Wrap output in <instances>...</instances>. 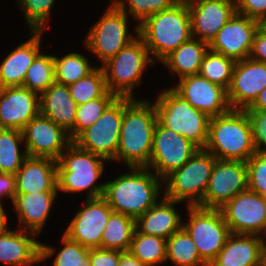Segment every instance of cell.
I'll return each mask as SVG.
<instances>
[{
  "label": "cell",
  "mask_w": 266,
  "mask_h": 266,
  "mask_svg": "<svg viewBox=\"0 0 266 266\" xmlns=\"http://www.w3.org/2000/svg\"><path fill=\"white\" fill-rule=\"evenodd\" d=\"M157 123L154 104L124 97V112L120 129L117 160L127 167H147L153 147V134Z\"/></svg>",
  "instance_id": "6da1fadb"
},
{
  "label": "cell",
  "mask_w": 266,
  "mask_h": 266,
  "mask_svg": "<svg viewBox=\"0 0 266 266\" xmlns=\"http://www.w3.org/2000/svg\"><path fill=\"white\" fill-rule=\"evenodd\" d=\"M132 172L104 183L103 198L114 213L135 220L157 203L160 180L146 167H130Z\"/></svg>",
  "instance_id": "7a4b0ae2"
},
{
  "label": "cell",
  "mask_w": 266,
  "mask_h": 266,
  "mask_svg": "<svg viewBox=\"0 0 266 266\" xmlns=\"http://www.w3.org/2000/svg\"><path fill=\"white\" fill-rule=\"evenodd\" d=\"M138 35L149 54L162 60L171 51L192 38L190 11L186 0L147 17L138 24Z\"/></svg>",
  "instance_id": "3957f363"
},
{
  "label": "cell",
  "mask_w": 266,
  "mask_h": 266,
  "mask_svg": "<svg viewBox=\"0 0 266 266\" xmlns=\"http://www.w3.org/2000/svg\"><path fill=\"white\" fill-rule=\"evenodd\" d=\"M204 149L216 159L244 162L256 153L246 111L230 109L222 115L211 117Z\"/></svg>",
  "instance_id": "277c9868"
},
{
  "label": "cell",
  "mask_w": 266,
  "mask_h": 266,
  "mask_svg": "<svg viewBox=\"0 0 266 266\" xmlns=\"http://www.w3.org/2000/svg\"><path fill=\"white\" fill-rule=\"evenodd\" d=\"M102 160L106 159L80 149L72 142L57 160V190L64 192L89 190L87 198L102 197L105 184L97 186L95 183L104 171Z\"/></svg>",
  "instance_id": "5b68a950"
},
{
  "label": "cell",
  "mask_w": 266,
  "mask_h": 266,
  "mask_svg": "<svg viewBox=\"0 0 266 266\" xmlns=\"http://www.w3.org/2000/svg\"><path fill=\"white\" fill-rule=\"evenodd\" d=\"M157 121L204 149L208 140L210 117L192 107L173 89H165L154 103Z\"/></svg>",
  "instance_id": "8992f818"
},
{
  "label": "cell",
  "mask_w": 266,
  "mask_h": 266,
  "mask_svg": "<svg viewBox=\"0 0 266 266\" xmlns=\"http://www.w3.org/2000/svg\"><path fill=\"white\" fill-rule=\"evenodd\" d=\"M135 30L137 37L102 66L107 89L117 97L134 98L132 91L140 83L144 68L148 63L155 64L138 35V25Z\"/></svg>",
  "instance_id": "52a82bcc"
},
{
  "label": "cell",
  "mask_w": 266,
  "mask_h": 266,
  "mask_svg": "<svg viewBox=\"0 0 266 266\" xmlns=\"http://www.w3.org/2000/svg\"><path fill=\"white\" fill-rule=\"evenodd\" d=\"M216 157L205 149L197 152L179 169L169 174L163 182H168L164 197L182 202L188 206H198L205 195Z\"/></svg>",
  "instance_id": "ba28073f"
},
{
  "label": "cell",
  "mask_w": 266,
  "mask_h": 266,
  "mask_svg": "<svg viewBox=\"0 0 266 266\" xmlns=\"http://www.w3.org/2000/svg\"><path fill=\"white\" fill-rule=\"evenodd\" d=\"M127 18L125 2L113 0L100 21L89 31L85 45L103 64L135 39L127 34Z\"/></svg>",
  "instance_id": "9c48e42d"
},
{
  "label": "cell",
  "mask_w": 266,
  "mask_h": 266,
  "mask_svg": "<svg viewBox=\"0 0 266 266\" xmlns=\"http://www.w3.org/2000/svg\"><path fill=\"white\" fill-rule=\"evenodd\" d=\"M189 223L183 228L191 236L200 257L209 265L226 244L231 232L220 209L188 206Z\"/></svg>",
  "instance_id": "30bf717a"
},
{
  "label": "cell",
  "mask_w": 266,
  "mask_h": 266,
  "mask_svg": "<svg viewBox=\"0 0 266 266\" xmlns=\"http://www.w3.org/2000/svg\"><path fill=\"white\" fill-rule=\"evenodd\" d=\"M123 112L124 97H117L100 118L73 142L80 149L99 155L107 161L116 160Z\"/></svg>",
  "instance_id": "8fae6325"
},
{
  "label": "cell",
  "mask_w": 266,
  "mask_h": 266,
  "mask_svg": "<svg viewBox=\"0 0 266 266\" xmlns=\"http://www.w3.org/2000/svg\"><path fill=\"white\" fill-rule=\"evenodd\" d=\"M248 190L247 166L240 160L217 159L204 198L198 207L221 209L236 195Z\"/></svg>",
  "instance_id": "7c38bea8"
},
{
  "label": "cell",
  "mask_w": 266,
  "mask_h": 266,
  "mask_svg": "<svg viewBox=\"0 0 266 266\" xmlns=\"http://www.w3.org/2000/svg\"><path fill=\"white\" fill-rule=\"evenodd\" d=\"M199 148L190 140L167 129L158 121L153 134V147L149 165L162 181L174 170L182 167Z\"/></svg>",
  "instance_id": "4fadbf2b"
},
{
  "label": "cell",
  "mask_w": 266,
  "mask_h": 266,
  "mask_svg": "<svg viewBox=\"0 0 266 266\" xmlns=\"http://www.w3.org/2000/svg\"><path fill=\"white\" fill-rule=\"evenodd\" d=\"M220 211L230 232L254 234L263 232L266 225V197L246 190L227 202Z\"/></svg>",
  "instance_id": "5bb4252c"
},
{
  "label": "cell",
  "mask_w": 266,
  "mask_h": 266,
  "mask_svg": "<svg viewBox=\"0 0 266 266\" xmlns=\"http://www.w3.org/2000/svg\"><path fill=\"white\" fill-rule=\"evenodd\" d=\"M25 151L29 157L58 160L62 152L72 143L68 132L49 118L39 114L22 130Z\"/></svg>",
  "instance_id": "9a60e30c"
},
{
  "label": "cell",
  "mask_w": 266,
  "mask_h": 266,
  "mask_svg": "<svg viewBox=\"0 0 266 266\" xmlns=\"http://www.w3.org/2000/svg\"><path fill=\"white\" fill-rule=\"evenodd\" d=\"M113 210L103 197L87 198L64 235L89 249L101 248L103 231Z\"/></svg>",
  "instance_id": "2e32d148"
},
{
  "label": "cell",
  "mask_w": 266,
  "mask_h": 266,
  "mask_svg": "<svg viewBox=\"0 0 266 266\" xmlns=\"http://www.w3.org/2000/svg\"><path fill=\"white\" fill-rule=\"evenodd\" d=\"M260 22L235 13L209 43V49L235 61L248 58Z\"/></svg>",
  "instance_id": "e0dca14e"
},
{
  "label": "cell",
  "mask_w": 266,
  "mask_h": 266,
  "mask_svg": "<svg viewBox=\"0 0 266 266\" xmlns=\"http://www.w3.org/2000/svg\"><path fill=\"white\" fill-rule=\"evenodd\" d=\"M265 87L266 63L250 57L236 61L232 81L227 90L230 108H249Z\"/></svg>",
  "instance_id": "ac0fdd59"
},
{
  "label": "cell",
  "mask_w": 266,
  "mask_h": 266,
  "mask_svg": "<svg viewBox=\"0 0 266 266\" xmlns=\"http://www.w3.org/2000/svg\"><path fill=\"white\" fill-rule=\"evenodd\" d=\"M172 89L192 107L206 113L210 118L222 115L231 109L227 90L200 74L181 78L180 83Z\"/></svg>",
  "instance_id": "d6986e66"
},
{
  "label": "cell",
  "mask_w": 266,
  "mask_h": 266,
  "mask_svg": "<svg viewBox=\"0 0 266 266\" xmlns=\"http://www.w3.org/2000/svg\"><path fill=\"white\" fill-rule=\"evenodd\" d=\"M190 11L192 37L210 43L237 12L235 0H186Z\"/></svg>",
  "instance_id": "ffe728a7"
},
{
  "label": "cell",
  "mask_w": 266,
  "mask_h": 266,
  "mask_svg": "<svg viewBox=\"0 0 266 266\" xmlns=\"http://www.w3.org/2000/svg\"><path fill=\"white\" fill-rule=\"evenodd\" d=\"M38 95L23 86L0 88V128L22 131L40 114Z\"/></svg>",
  "instance_id": "44dd1931"
},
{
  "label": "cell",
  "mask_w": 266,
  "mask_h": 266,
  "mask_svg": "<svg viewBox=\"0 0 266 266\" xmlns=\"http://www.w3.org/2000/svg\"><path fill=\"white\" fill-rule=\"evenodd\" d=\"M53 253L52 247L28 237L24 230H10L0 236V261L10 266H29Z\"/></svg>",
  "instance_id": "7402d4cb"
},
{
  "label": "cell",
  "mask_w": 266,
  "mask_h": 266,
  "mask_svg": "<svg viewBox=\"0 0 266 266\" xmlns=\"http://www.w3.org/2000/svg\"><path fill=\"white\" fill-rule=\"evenodd\" d=\"M15 178L16 194L57 191V161L28 156Z\"/></svg>",
  "instance_id": "603a6c76"
},
{
  "label": "cell",
  "mask_w": 266,
  "mask_h": 266,
  "mask_svg": "<svg viewBox=\"0 0 266 266\" xmlns=\"http://www.w3.org/2000/svg\"><path fill=\"white\" fill-rule=\"evenodd\" d=\"M40 96V114L68 132L74 141V123L78 105L70 95L68 86L54 82Z\"/></svg>",
  "instance_id": "cb8c5ba5"
},
{
  "label": "cell",
  "mask_w": 266,
  "mask_h": 266,
  "mask_svg": "<svg viewBox=\"0 0 266 266\" xmlns=\"http://www.w3.org/2000/svg\"><path fill=\"white\" fill-rule=\"evenodd\" d=\"M259 236L231 233L209 266H261L262 238Z\"/></svg>",
  "instance_id": "d4e9b609"
},
{
  "label": "cell",
  "mask_w": 266,
  "mask_h": 266,
  "mask_svg": "<svg viewBox=\"0 0 266 266\" xmlns=\"http://www.w3.org/2000/svg\"><path fill=\"white\" fill-rule=\"evenodd\" d=\"M42 31H31L32 37L18 46L0 65V88L23 86L28 68L40 53Z\"/></svg>",
  "instance_id": "484cf974"
},
{
  "label": "cell",
  "mask_w": 266,
  "mask_h": 266,
  "mask_svg": "<svg viewBox=\"0 0 266 266\" xmlns=\"http://www.w3.org/2000/svg\"><path fill=\"white\" fill-rule=\"evenodd\" d=\"M57 191H41L29 194H16L12 203L19 215V222L23 224L24 231L39 235L49 215L50 208Z\"/></svg>",
  "instance_id": "4316f807"
},
{
  "label": "cell",
  "mask_w": 266,
  "mask_h": 266,
  "mask_svg": "<svg viewBox=\"0 0 266 266\" xmlns=\"http://www.w3.org/2000/svg\"><path fill=\"white\" fill-rule=\"evenodd\" d=\"M174 203L180 202L169 200L163 196L160 203L157 202L136 220V229L142 234L167 240L183 226L180 215L174 209Z\"/></svg>",
  "instance_id": "83f0119b"
},
{
  "label": "cell",
  "mask_w": 266,
  "mask_h": 266,
  "mask_svg": "<svg viewBox=\"0 0 266 266\" xmlns=\"http://www.w3.org/2000/svg\"><path fill=\"white\" fill-rule=\"evenodd\" d=\"M195 38L184 42L161 60L171 73H178L180 79L198 74L200 64L209 49V43Z\"/></svg>",
  "instance_id": "f1b7e54d"
},
{
  "label": "cell",
  "mask_w": 266,
  "mask_h": 266,
  "mask_svg": "<svg viewBox=\"0 0 266 266\" xmlns=\"http://www.w3.org/2000/svg\"><path fill=\"white\" fill-rule=\"evenodd\" d=\"M135 229V219L113 212L103 231L101 249L128 251Z\"/></svg>",
  "instance_id": "f546056e"
},
{
  "label": "cell",
  "mask_w": 266,
  "mask_h": 266,
  "mask_svg": "<svg viewBox=\"0 0 266 266\" xmlns=\"http://www.w3.org/2000/svg\"><path fill=\"white\" fill-rule=\"evenodd\" d=\"M176 266H209L199 255L191 236L182 227L172 234L166 243V260Z\"/></svg>",
  "instance_id": "4dcf8cb0"
},
{
  "label": "cell",
  "mask_w": 266,
  "mask_h": 266,
  "mask_svg": "<svg viewBox=\"0 0 266 266\" xmlns=\"http://www.w3.org/2000/svg\"><path fill=\"white\" fill-rule=\"evenodd\" d=\"M22 131L15 129H0V173L16 174L24 160L28 157L27 152L19 154V143L22 144Z\"/></svg>",
  "instance_id": "1f68e13d"
},
{
  "label": "cell",
  "mask_w": 266,
  "mask_h": 266,
  "mask_svg": "<svg viewBox=\"0 0 266 266\" xmlns=\"http://www.w3.org/2000/svg\"><path fill=\"white\" fill-rule=\"evenodd\" d=\"M167 240L140 233L135 229L129 251L146 266L166 261Z\"/></svg>",
  "instance_id": "d6a6232c"
},
{
  "label": "cell",
  "mask_w": 266,
  "mask_h": 266,
  "mask_svg": "<svg viewBox=\"0 0 266 266\" xmlns=\"http://www.w3.org/2000/svg\"><path fill=\"white\" fill-rule=\"evenodd\" d=\"M235 64V60L209 49L200 64L198 74L228 90Z\"/></svg>",
  "instance_id": "836d02e7"
},
{
  "label": "cell",
  "mask_w": 266,
  "mask_h": 266,
  "mask_svg": "<svg viewBox=\"0 0 266 266\" xmlns=\"http://www.w3.org/2000/svg\"><path fill=\"white\" fill-rule=\"evenodd\" d=\"M54 58L55 82L70 85L86 77L96 69L91 67L88 59L79 53H70L61 59Z\"/></svg>",
  "instance_id": "e575fe53"
},
{
  "label": "cell",
  "mask_w": 266,
  "mask_h": 266,
  "mask_svg": "<svg viewBox=\"0 0 266 266\" xmlns=\"http://www.w3.org/2000/svg\"><path fill=\"white\" fill-rule=\"evenodd\" d=\"M54 71L53 56L38 54L27 70L23 87L37 94L44 93L55 82Z\"/></svg>",
  "instance_id": "d590c367"
},
{
  "label": "cell",
  "mask_w": 266,
  "mask_h": 266,
  "mask_svg": "<svg viewBox=\"0 0 266 266\" xmlns=\"http://www.w3.org/2000/svg\"><path fill=\"white\" fill-rule=\"evenodd\" d=\"M68 88L77 105L102 97L108 91L103 68L96 67L86 77L68 85Z\"/></svg>",
  "instance_id": "8d00e7d4"
},
{
  "label": "cell",
  "mask_w": 266,
  "mask_h": 266,
  "mask_svg": "<svg viewBox=\"0 0 266 266\" xmlns=\"http://www.w3.org/2000/svg\"><path fill=\"white\" fill-rule=\"evenodd\" d=\"M116 98L114 93L107 91L102 97L78 105L74 123V140L85 129L91 127Z\"/></svg>",
  "instance_id": "74e56055"
},
{
  "label": "cell",
  "mask_w": 266,
  "mask_h": 266,
  "mask_svg": "<svg viewBox=\"0 0 266 266\" xmlns=\"http://www.w3.org/2000/svg\"><path fill=\"white\" fill-rule=\"evenodd\" d=\"M62 242L65 246L56 256L53 266H91L89 248L68 239L65 235Z\"/></svg>",
  "instance_id": "f35d334b"
},
{
  "label": "cell",
  "mask_w": 266,
  "mask_h": 266,
  "mask_svg": "<svg viewBox=\"0 0 266 266\" xmlns=\"http://www.w3.org/2000/svg\"><path fill=\"white\" fill-rule=\"evenodd\" d=\"M245 163L248 190L266 197V152L254 153Z\"/></svg>",
  "instance_id": "ab89813d"
},
{
  "label": "cell",
  "mask_w": 266,
  "mask_h": 266,
  "mask_svg": "<svg viewBox=\"0 0 266 266\" xmlns=\"http://www.w3.org/2000/svg\"><path fill=\"white\" fill-rule=\"evenodd\" d=\"M55 0H20L19 4L26 15L30 31H42L46 27L47 17Z\"/></svg>",
  "instance_id": "60d3db41"
},
{
  "label": "cell",
  "mask_w": 266,
  "mask_h": 266,
  "mask_svg": "<svg viewBox=\"0 0 266 266\" xmlns=\"http://www.w3.org/2000/svg\"><path fill=\"white\" fill-rule=\"evenodd\" d=\"M180 0H127L130 15L141 24L147 17L154 13L170 9Z\"/></svg>",
  "instance_id": "b9f144b4"
},
{
  "label": "cell",
  "mask_w": 266,
  "mask_h": 266,
  "mask_svg": "<svg viewBox=\"0 0 266 266\" xmlns=\"http://www.w3.org/2000/svg\"><path fill=\"white\" fill-rule=\"evenodd\" d=\"M245 111L251 124L253 144L256 152H266V111ZM261 146L264 148L262 149Z\"/></svg>",
  "instance_id": "7bdbcfd3"
},
{
  "label": "cell",
  "mask_w": 266,
  "mask_h": 266,
  "mask_svg": "<svg viewBox=\"0 0 266 266\" xmlns=\"http://www.w3.org/2000/svg\"><path fill=\"white\" fill-rule=\"evenodd\" d=\"M237 13L258 22L266 18V0H235Z\"/></svg>",
  "instance_id": "ee69618b"
},
{
  "label": "cell",
  "mask_w": 266,
  "mask_h": 266,
  "mask_svg": "<svg viewBox=\"0 0 266 266\" xmlns=\"http://www.w3.org/2000/svg\"><path fill=\"white\" fill-rule=\"evenodd\" d=\"M91 266H118L119 251L101 248L90 249Z\"/></svg>",
  "instance_id": "f6af8a7d"
},
{
  "label": "cell",
  "mask_w": 266,
  "mask_h": 266,
  "mask_svg": "<svg viewBox=\"0 0 266 266\" xmlns=\"http://www.w3.org/2000/svg\"><path fill=\"white\" fill-rule=\"evenodd\" d=\"M250 58L266 63V31L261 27L257 30L250 53Z\"/></svg>",
  "instance_id": "bcb514c9"
},
{
  "label": "cell",
  "mask_w": 266,
  "mask_h": 266,
  "mask_svg": "<svg viewBox=\"0 0 266 266\" xmlns=\"http://www.w3.org/2000/svg\"><path fill=\"white\" fill-rule=\"evenodd\" d=\"M7 196L13 199L16 196V178L14 174L0 173V206L1 197Z\"/></svg>",
  "instance_id": "7dc6e473"
},
{
  "label": "cell",
  "mask_w": 266,
  "mask_h": 266,
  "mask_svg": "<svg viewBox=\"0 0 266 266\" xmlns=\"http://www.w3.org/2000/svg\"><path fill=\"white\" fill-rule=\"evenodd\" d=\"M118 266H146L137 257H135L129 250L119 251Z\"/></svg>",
  "instance_id": "c3c4849f"
},
{
  "label": "cell",
  "mask_w": 266,
  "mask_h": 266,
  "mask_svg": "<svg viewBox=\"0 0 266 266\" xmlns=\"http://www.w3.org/2000/svg\"><path fill=\"white\" fill-rule=\"evenodd\" d=\"M245 110H263L266 111V87L260 92L254 103Z\"/></svg>",
  "instance_id": "681fc988"
},
{
  "label": "cell",
  "mask_w": 266,
  "mask_h": 266,
  "mask_svg": "<svg viewBox=\"0 0 266 266\" xmlns=\"http://www.w3.org/2000/svg\"><path fill=\"white\" fill-rule=\"evenodd\" d=\"M7 215L4 212L3 206H0V236L7 233L10 230H7Z\"/></svg>",
  "instance_id": "f907efd6"
},
{
  "label": "cell",
  "mask_w": 266,
  "mask_h": 266,
  "mask_svg": "<svg viewBox=\"0 0 266 266\" xmlns=\"http://www.w3.org/2000/svg\"><path fill=\"white\" fill-rule=\"evenodd\" d=\"M261 266H266V244L262 239V257H261Z\"/></svg>",
  "instance_id": "816d5d0a"
},
{
  "label": "cell",
  "mask_w": 266,
  "mask_h": 266,
  "mask_svg": "<svg viewBox=\"0 0 266 266\" xmlns=\"http://www.w3.org/2000/svg\"><path fill=\"white\" fill-rule=\"evenodd\" d=\"M260 27L266 31V18L260 23Z\"/></svg>",
  "instance_id": "f5cc1de1"
},
{
  "label": "cell",
  "mask_w": 266,
  "mask_h": 266,
  "mask_svg": "<svg viewBox=\"0 0 266 266\" xmlns=\"http://www.w3.org/2000/svg\"><path fill=\"white\" fill-rule=\"evenodd\" d=\"M265 233H264V235H266V225H265V228H264V230H263Z\"/></svg>",
  "instance_id": "db71d44e"
}]
</instances>
